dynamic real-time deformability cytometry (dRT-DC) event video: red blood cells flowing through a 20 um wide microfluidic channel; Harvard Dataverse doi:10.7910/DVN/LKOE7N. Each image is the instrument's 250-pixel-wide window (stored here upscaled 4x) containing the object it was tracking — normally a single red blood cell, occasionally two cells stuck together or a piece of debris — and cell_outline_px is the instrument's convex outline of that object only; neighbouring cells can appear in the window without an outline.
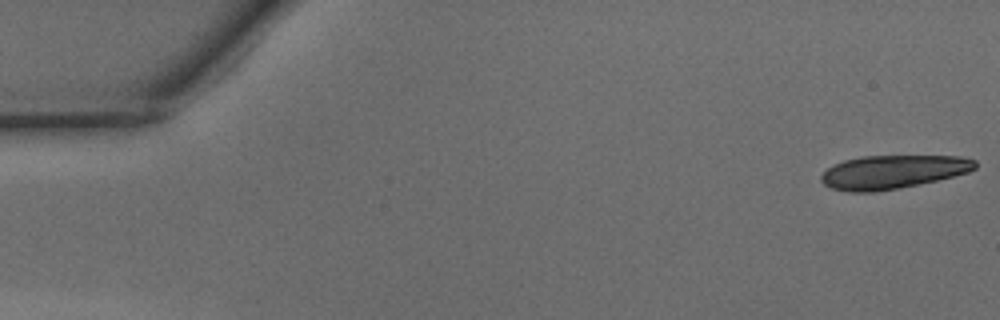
{"species": "common noctule bat (a hibernating species)", "species_latin": "Nyctalus noctula", "temperature_condition": "warm", "stored_images_in_passage": 16, "camera_frame_rate_fps": 3000, "um_per_image_px": 0.085, "animal": {"sex": "male", "body_mass_g": 15.6}, "frame": {"image": 1, "passage_image": 1, "time_ms": 0.0, "image_size_px": [1000, 320], "cell_outline_px": [[976, 168], [968, 172], [936, 180], [896, 188], [872, 192], [848, 192], [832, 188], [824, 184], [820, 180], [820, 176], [828, 168], [844, 160], [860, 156], [960, 156], [976, 160]], "centroid_in_image_um": [75.87, 14.6], "position_along_channel_um": 9.1, "area_um2": 29.77}}